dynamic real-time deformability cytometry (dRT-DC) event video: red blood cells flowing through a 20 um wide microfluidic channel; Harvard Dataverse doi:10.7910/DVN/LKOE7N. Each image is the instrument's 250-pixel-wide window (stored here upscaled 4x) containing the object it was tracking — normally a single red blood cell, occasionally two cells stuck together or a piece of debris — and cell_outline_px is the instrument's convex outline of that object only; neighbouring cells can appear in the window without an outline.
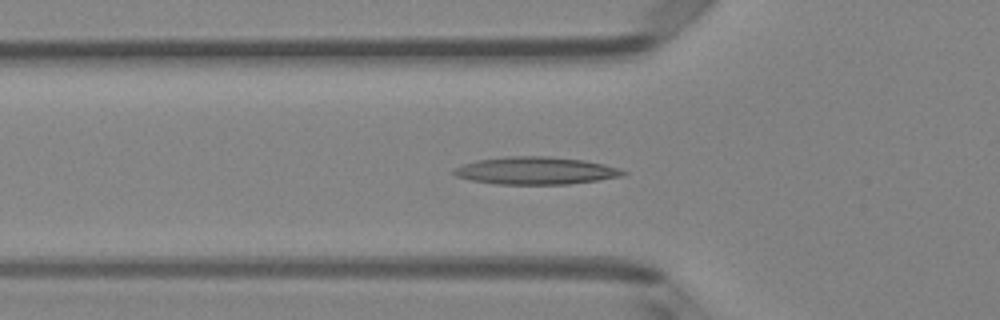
{"species": "Egyptian fruit bat (a non-hibernating species)", "species_latin": "Rousettus aegyptiacus", "temperature_condition": "room temperature", "stored_images_in_passage": 44, "camera_frame_rate_fps": 3000, "um_per_image_px": 0.085, "animal": {"sex": "female"}, "frame": {"image": 1, "passage_image": 17, "time_ms": 5.333, "image_size_px": [1000, 320], "cell_outline_px": [[628, 172], [624, 176], [568, 184], [496, 184], [472, 180], [456, 176], [452, 172], [456, 168], [464, 164], [476, 160], [508, 156], [548, 156], [584, 160], [604, 164], [620, 168]], "centroid_in_image_um": [45.57, 14.5], "position_along_channel_um": 80.2, "area_um2": 27.05}}
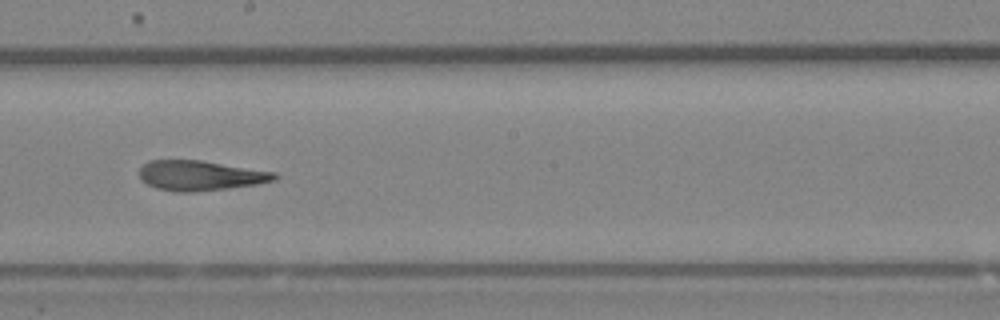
{"frame": {"image": 2, "passage_image": 28, "time_ms": 9.0, "image_size_px": [1000, 320], "cell_outline_px": [[280, 176], [276, 180], [256, 184], [228, 188], [196, 192], [176, 192], [156, 188], [140, 180], [140, 168], [148, 160], [200, 160], [276, 172]], "centroid_in_image_um": [17.03, 14.92], "position_along_channel_um": 231.2, "area_um2": 23.7}}
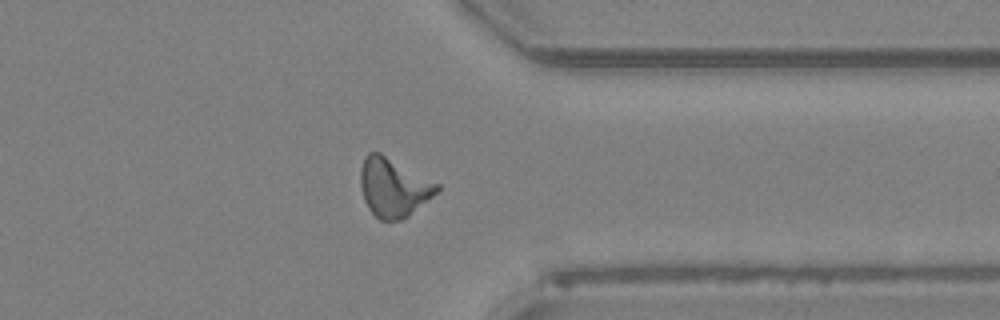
{"frame": {"image": 3, "passage_image": 39, "time_ms": 12.667, "image_size_px": [1000, 320], "cell_outline_px": [[440, 188], [432, 196], [408, 216], [400, 220], [380, 220], [368, 208], [364, 200], [360, 184], [360, 168], [364, 156], [368, 152], [380, 152], [440, 184]], "centroid_in_image_um": [33.42, 15.91], "position_along_channel_um": 378.0, "area_um2": 26.07}}